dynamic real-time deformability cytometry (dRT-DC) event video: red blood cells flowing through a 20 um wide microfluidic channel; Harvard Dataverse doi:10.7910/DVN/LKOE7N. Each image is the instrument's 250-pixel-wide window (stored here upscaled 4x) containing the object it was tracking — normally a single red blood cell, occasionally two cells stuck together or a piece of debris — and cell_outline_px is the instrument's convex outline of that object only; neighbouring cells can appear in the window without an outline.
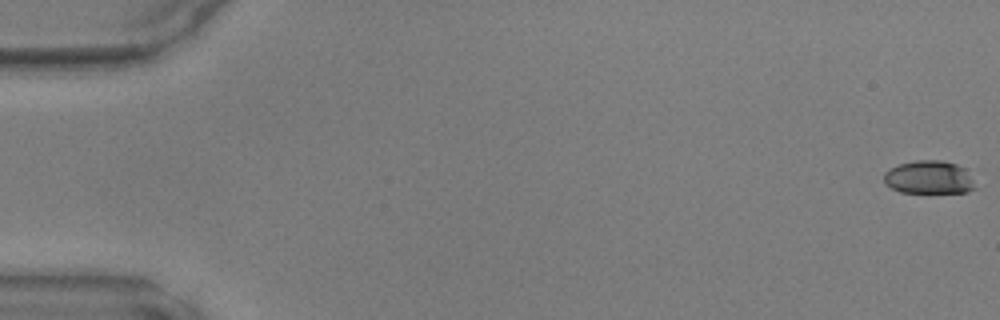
{"species": "common noctule bat (a hibernating species)", "species_latin": "Nyctalus noctula", "temperature_condition": "warm", "stored_images_in_passage": 48, "camera_frame_rate_fps": 3000, "um_per_image_px": 0.085, "animal": {"sex": "male", "body_mass_g": 17.9, "forearm_length_mm": 54.2}, "frame": {"image": 1, "passage_image": 1, "time_ms": 0.0, "image_size_px": [1000, 320], "cell_outline_px": [[976, 188], [968, 192], [900, 192], [884, 184], [884, 172], [900, 164], [916, 160], [940, 160], [956, 164], [964, 168], [972, 180]], "centroid_in_image_um": [78.95, 15.08], "position_along_channel_um": 6.1, "area_um2": 17.46}}
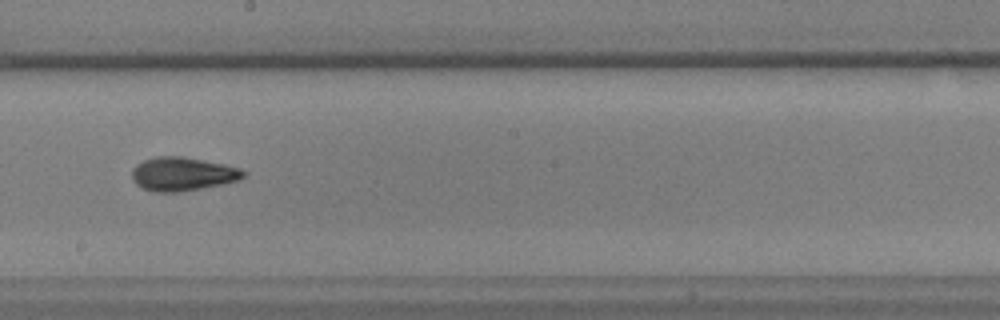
{"frame": {"image": 2, "passage_image": 28, "time_ms": 9.0, "image_size_px": [1000, 320], "cell_outline_px": [[248, 172], [240, 180], [180, 192], [156, 192], [144, 188], [136, 184], [132, 180], [132, 168], [136, 164], [144, 160], [156, 156], [184, 156], [224, 164], [240, 168]], "centroid_in_image_um": [15.52, 14.77], "position_along_channel_um": 232.7, "area_um2": 21.91}}
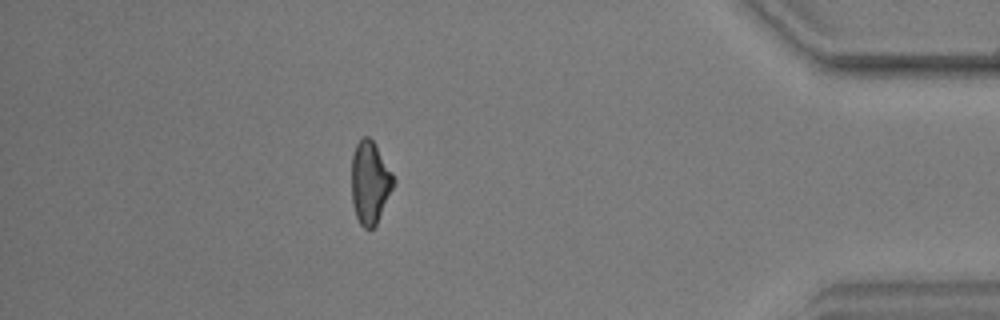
{"frame": {"image": 3, "passage_image": 43, "time_ms": 14.0, "image_size_px": [1000, 320], "cell_outline_px": [[396, 180], [376, 224], [372, 228], [364, 228], [360, 224], [356, 216], [352, 200], [352, 156], [356, 144], [364, 136], [368, 136], [372, 140], [392, 172]], "centroid_in_image_um": [31.44, 15.51], "position_along_channel_um": 403.8, "area_um2": 19.83}}